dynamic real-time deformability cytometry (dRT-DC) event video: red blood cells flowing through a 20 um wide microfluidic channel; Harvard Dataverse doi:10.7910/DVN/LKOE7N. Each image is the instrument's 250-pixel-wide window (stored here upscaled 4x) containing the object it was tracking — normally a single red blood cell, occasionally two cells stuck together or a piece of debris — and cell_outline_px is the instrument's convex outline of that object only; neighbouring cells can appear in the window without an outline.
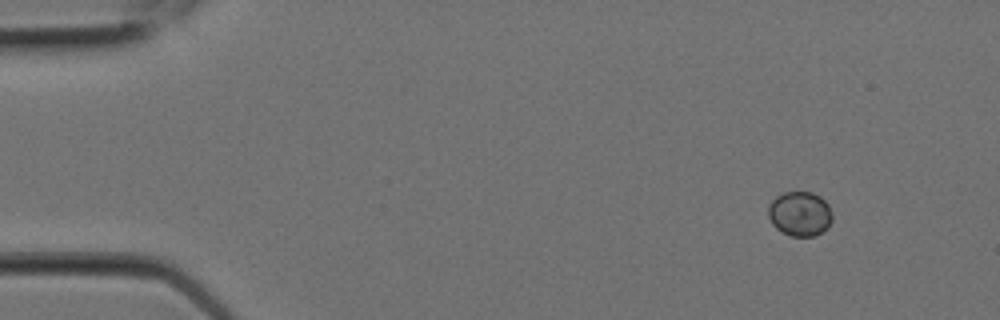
{"species": "Egyptian fruit bat (a non-hibernating species)", "species_latin": "Rousettus aegyptiacus", "temperature_condition": "room temperature", "stored_images_in_passage": 10, "camera_frame_rate_fps": 3000, "um_per_image_px": 0.085, "animal": {"sex": "female"}, "frame": {"image": 1, "passage_image": 2, "time_ms": 0.333, "image_size_px": [1000, 320], "cell_outline_px": [[832, 220], [816, 236], [792, 236], [776, 228], [772, 224], [768, 216], [768, 204], [776, 196], [784, 192], [812, 192], [820, 196], [828, 204], [832, 216]], "centroid_in_image_um": [67.96, 18.15], "position_along_channel_um": 17.0, "area_um2": 16.53}}
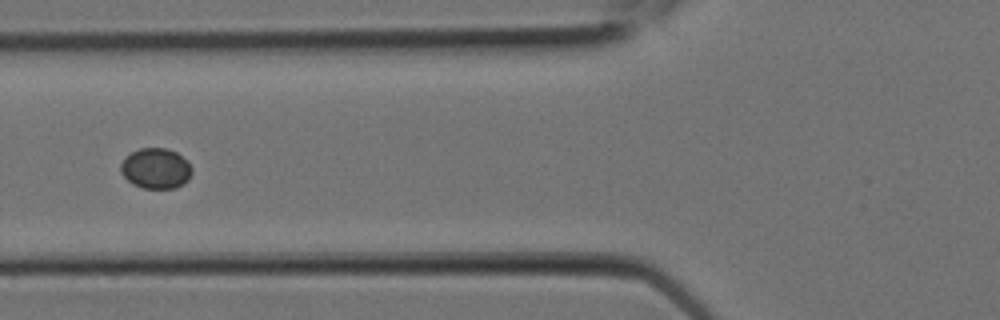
{"frame": {"image": 2, "passage_image": 8, "time_ms": 2.333, "image_size_px": [1000, 320], "cell_outline_px": [[192, 172], [188, 180], [184, 184], [176, 188], [144, 188], [132, 184], [120, 172], [120, 164], [124, 156], [140, 148], [168, 148], [176, 152], [192, 168]], "centroid_in_image_um": [13.22, 14.32], "position_along_channel_um": 112.6, "area_um2": 16.82}}
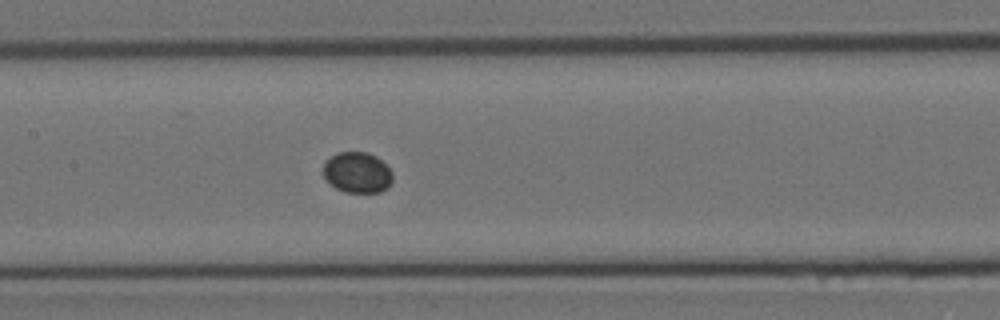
{"frame": {"image": 3, "passage_image": 10, "time_ms": 3.0, "image_size_px": [1000, 320], "cell_outline_px": [[392, 180], [388, 188], [380, 192], [344, 192], [336, 188], [324, 176], [324, 160], [336, 152], [368, 152], [376, 156], [392, 172]], "centroid_in_image_um": [30.36, 14.65], "position_along_channel_um": 177.0, "area_um2": 16.47}}